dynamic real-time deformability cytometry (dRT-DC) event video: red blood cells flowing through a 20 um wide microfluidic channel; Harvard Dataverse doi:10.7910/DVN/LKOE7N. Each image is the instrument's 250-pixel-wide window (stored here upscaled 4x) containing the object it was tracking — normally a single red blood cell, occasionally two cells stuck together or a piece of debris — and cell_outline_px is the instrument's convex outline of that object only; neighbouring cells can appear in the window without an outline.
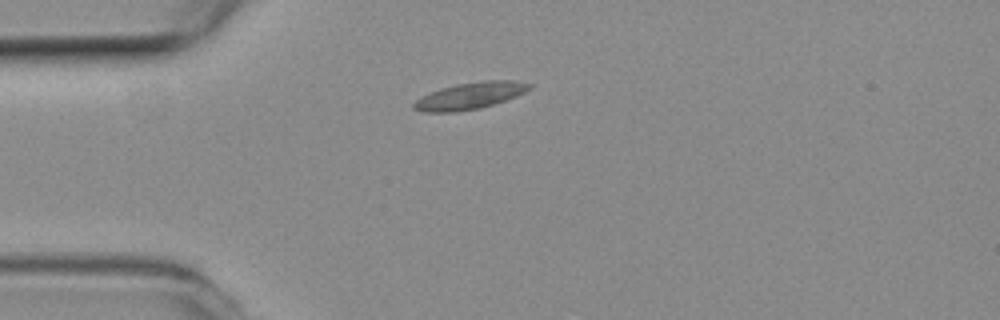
{"species": "common noctule bat (a hibernating species)", "species_latin": "Nyctalus noctula", "temperature_condition": "room temperature", "stored_images_in_passage": 3, "camera_frame_rate_fps": 3000, "um_per_image_px": 0.085, "animal": {"sex": "female", "body_mass_g": 19.3, "forearm_length_mm": 54.1}, "frame": {"image": 1, "passage_image": 1, "time_ms": 0.0, "image_size_px": [1000, 320], "cell_outline_px": [[532, 84], [524, 92], [516, 96], [480, 108], [456, 112], [424, 112], [412, 108], [412, 104], [420, 96], [440, 88], [456, 84], [484, 80], [516, 80]], "centroid_in_image_um": [39.89, 8.13], "position_along_channel_um": 45.1, "area_um2": 17.98}}
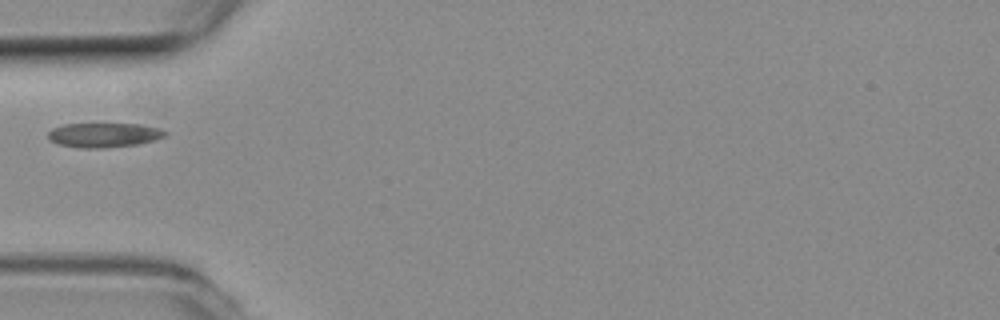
{"frame": {"image": 2, "passage_image": 2, "time_ms": 0.333, "image_size_px": [1000, 320], "cell_outline_px": [[168, 132], [164, 136], [156, 140], [136, 144], [104, 148], [84, 148], [60, 144], [48, 140], [48, 132], [52, 128], [64, 124], [140, 124], [160, 128]], "centroid_in_image_um": [8.84, 11.47], "position_along_channel_um": 76.2, "area_um2": 16.65}}
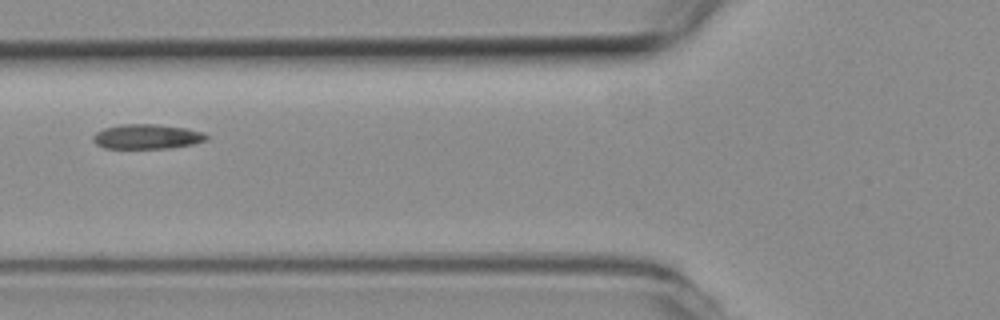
{"frame": {"image": 3, "passage_image": 3, "time_ms": 0.667, "image_size_px": [1000, 320], "cell_outline_px": [[208, 140], [192, 144], [168, 148], [104, 148], [96, 144], [92, 140], [92, 136], [96, 132], [104, 128], [120, 124], [156, 124], [184, 128], [204, 132], [208, 136]], "centroid_in_image_um": [12.47, 11.61], "position_along_channel_um": 113.3, "area_um2": 16.36}}